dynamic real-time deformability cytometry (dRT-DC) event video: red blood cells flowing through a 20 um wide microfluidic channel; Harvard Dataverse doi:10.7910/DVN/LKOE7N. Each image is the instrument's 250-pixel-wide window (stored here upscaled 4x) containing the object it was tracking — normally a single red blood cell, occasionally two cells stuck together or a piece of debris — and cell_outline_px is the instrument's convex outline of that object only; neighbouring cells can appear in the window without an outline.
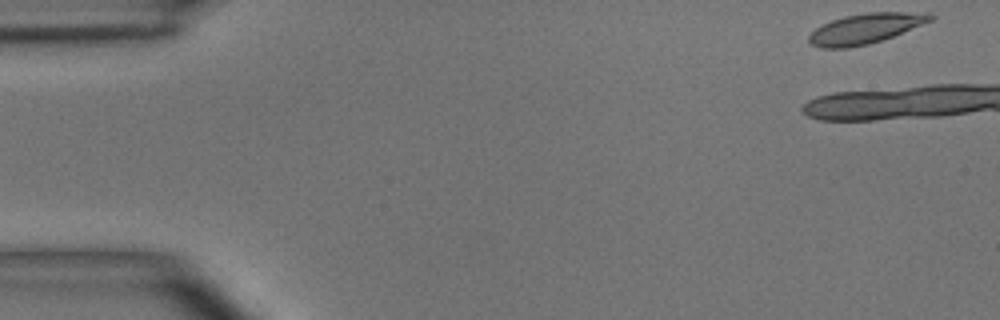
{"species": "common noctule bat (a hibernating species)", "species_latin": "Nyctalus noctula", "temperature_condition": "room temperature", "stored_images_in_passage": 5, "camera_frame_rate_fps": 3000, "um_per_image_px": 0.085, "animal": {"sex": "male", "body_mass_g": 15.6}, "frame": {"image": 1, "passage_image": 1, "time_ms": 0.0, "image_size_px": [1000, 320], "cell_outline_px": [[936, 16], [932, 20], [892, 36], [868, 44], [848, 48], [820, 48], [812, 44], [808, 40], [808, 36], [816, 28], [832, 20], [844, 16], [868, 12], [932, 12]], "centroid_in_image_um": [73.58, 2.41], "position_along_channel_um": 11.4, "area_um2": 21.21}}